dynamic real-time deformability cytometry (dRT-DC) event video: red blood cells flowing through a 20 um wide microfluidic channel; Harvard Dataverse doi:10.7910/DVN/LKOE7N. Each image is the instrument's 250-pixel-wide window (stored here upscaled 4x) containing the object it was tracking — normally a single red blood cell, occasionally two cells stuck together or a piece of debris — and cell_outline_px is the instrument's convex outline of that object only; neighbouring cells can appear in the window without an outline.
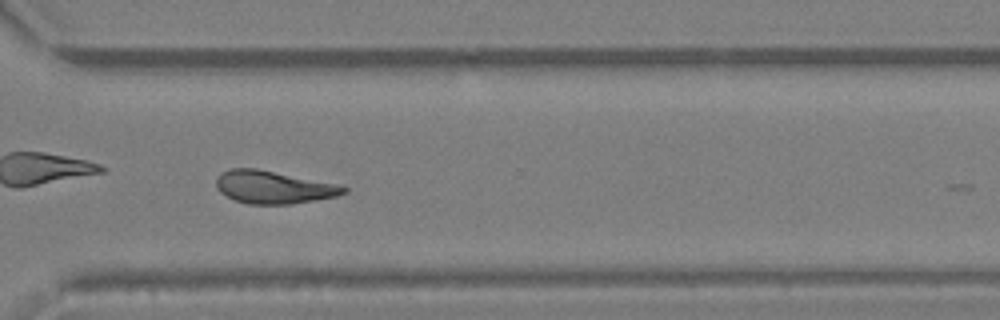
{"species": "Egyptian fruit bat (a non-hibernating species)", "species_latin": "Rousettus aegyptiacus", "temperature_condition": "warm", "stored_images_in_passage": 36, "camera_frame_rate_fps": 3000, "um_per_image_px": 0.085, "animal": {"sex": "female"}, "frame": {"image": 1, "passage_image": 26, "time_ms": 8.333, "image_size_px": [1000, 320], "cell_outline_px": [[348, 192], [336, 196], [292, 204], [248, 204], [236, 200], [220, 192], [216, 188], [216, 176], [220, 172], [228, 168], [256, 168], [340, 184], [348, 188]], "centroid_in_image_um": [23.24, 15.9], "position_along_channel_um": 347.4, "area_um2": 24.51}}